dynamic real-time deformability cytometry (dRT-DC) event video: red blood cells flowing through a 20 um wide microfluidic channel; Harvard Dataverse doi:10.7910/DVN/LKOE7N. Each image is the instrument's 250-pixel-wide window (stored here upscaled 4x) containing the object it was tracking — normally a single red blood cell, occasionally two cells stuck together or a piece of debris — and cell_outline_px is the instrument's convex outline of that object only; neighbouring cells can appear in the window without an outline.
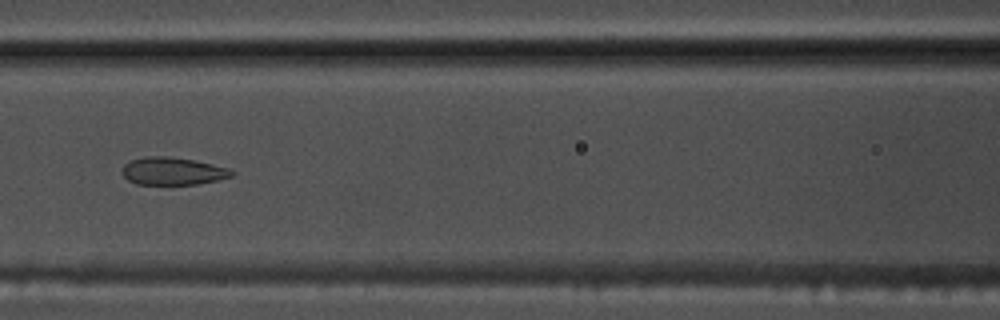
{"species": "common noctule bat (a hibernating species)", "species_latin": "Nyctalus noctula", "temperature_condition": "warm", "stored_images_in_passage": 47, "camera_frame_rate_fps": 3000, "um_per_image_px": 0.085, "animal": {"sex": "male", "body_mass_g": 17.5, "forearm_length_mm": 52.3}, "frame": {"image": 1, "passage_image": 16, "time_ms": 5.0, "image_size_px": [1000, 320], "cell_outline_px": [[236, 172], [232, 176], [216, 180], [196, 184], [136, 184], [128, 180], [124, 176], [124, 164], [132, 160], [144, 156], [168, 156], [192, 160], [212, 164], [228, 168]], "centroid_in_image_um": [14.69, 14.54], "position_along_channel_um": 151.9, "area_um2": 17.4}}
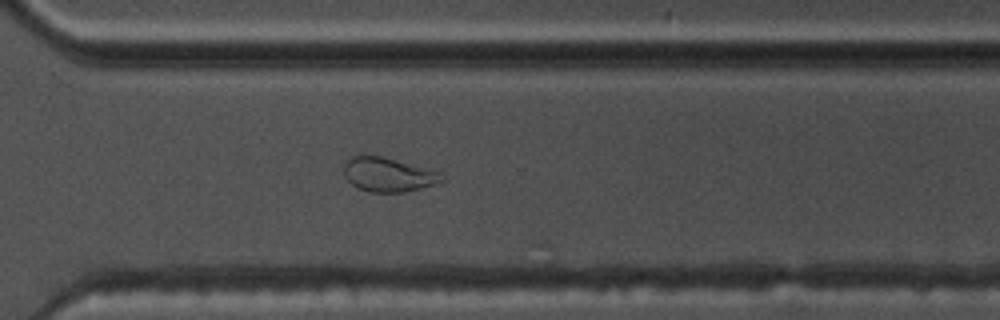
{"frame": {"image": 2, "passage_image": 31, "time_ms": 10.0, "image_size_px": [1000, 320], "cell_outline_px": [[444, 180], [436, 184], [404, 192], [368, 192], [356, 188], [344, 176], [344, 160], [360, 152], [384, 156], [440, 172]], "centroid_in_image_um": [32.92, 14.8], "position_along_channel_um": 337.7, "area_um2": 20.0}}
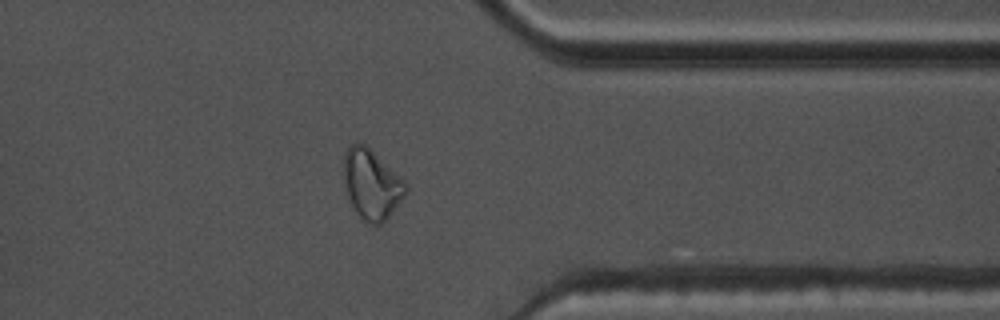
{"frame": {"image": 3, "passage_image": 35, "time_ms": 11.333, "image_size_px": [1000, 320], "cell_outline_px": [[408, 192], [384, 224], [376, 228], [360, 220], [352, 208], [344, 188], [344, 152], [356, 140], [364, 144], [404, 180], [408, 184]], "centroid_in_image_um": [31.58, 15.75], "position_along_channel_um": 379.8, "area_um2": 25.89}, "authors_computed_cell_mechanics": {"area_um2": 20.6346, "velocity_mm_per_s": 3.7253, "shape_relaxation_time_tau1_ms": null, "shape_relaxation_time_tau2_ms": 1.0186, "deformation_change_tau1": null, "deformation_change_tau2": 0.0793}}